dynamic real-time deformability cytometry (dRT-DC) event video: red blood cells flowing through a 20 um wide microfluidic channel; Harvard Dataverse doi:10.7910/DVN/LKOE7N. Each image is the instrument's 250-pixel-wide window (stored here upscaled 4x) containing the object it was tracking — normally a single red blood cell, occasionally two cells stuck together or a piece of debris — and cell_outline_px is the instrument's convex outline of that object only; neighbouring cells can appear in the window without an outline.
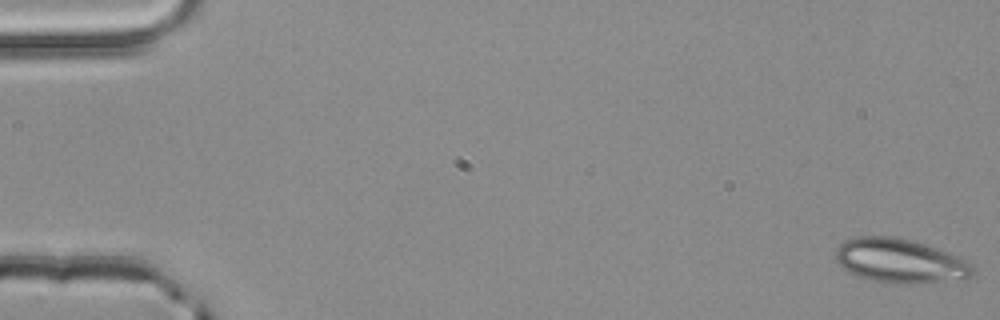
{"species": "common noctule bat (a hibernating species)", "species_latin": "Nyctalus noctula", "temperature_condition": "room temperature", "stored_images_in_passage": 53, "camera_frame_rate_fps": 3000, "um_per_image_px": 0.085, "animal": {"sex": "male", "body_mass_g": 20.4}, "frame": {"image": 1, "passage_image": 1, "time_ms": 0.0, "image_size_px": [1000, 320], "cell_outline_px": [[976, 272], [964, 280], [916, 284], [896, 284], [872, 280], [848, 272], [836, 260], [836, 248], [844, 240], [860, 236], [892, 236], [924, 244], [936, 248], [968, 260], [976, 268]], "centroid_in_image_um": [76.56, 22.2], "position_along_channel_um": 8.4, "area_um2": 35.6}}
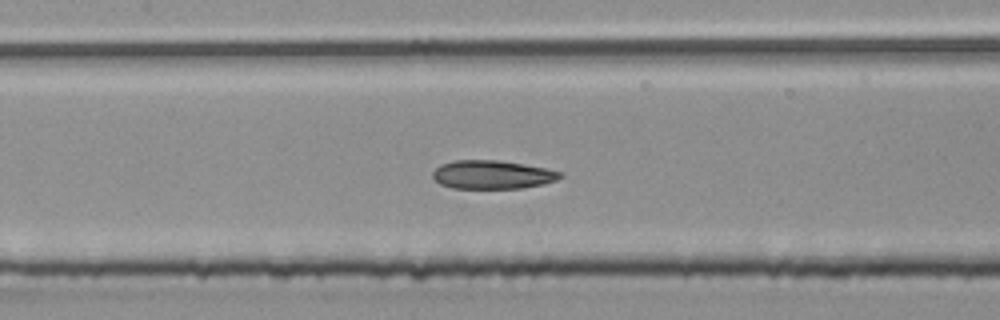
{"frame": {"image": 2, "passage_image": 25, "time_ms": 8.0, "image_size_px": [1000, 320], "cell_outline_px": [[564, 176], [556, 180], [544, 184], [520, 188], [452, 188], [440, 184], [432, 176], [432, 172], [440, 164], [452, 160], [500, 160], [548, 168], [564, 172]], "centroid_in_image_um": [41.88, 14.83], "position_along_channel_um": 165.5, "area_um2": 21.44}}
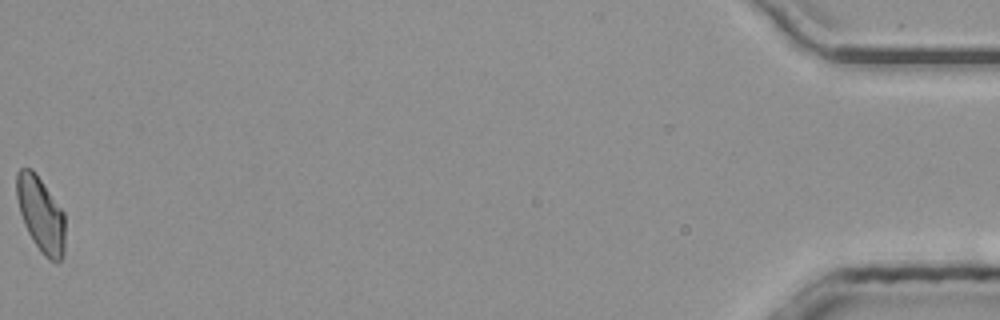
{"frame": {"image": 3, "passage_image": 53, "time_ms": 17.333, "image_size_px": [1000, 320], "cell_outline_px": [[64, 252], [60, 260], [56, 264], [48, 260], [40, 252], [32, 240], [24, 224], [20, 212], [16, 196], [16, 172], [20, 168], [32, 168], [64, 212]], "centroid_in_image_um": [3.46, 18.24], "position_along_channel_um": 431.7, "area_um2": 21.33}, "authors_computed_cell_mechanics": {"area_um2": 21.675, "velocity_mm_per_s": 3.9822, "shape_relaxation_time_tau1_ms": null, "shape_relaxation_time_tau2_ms": 2.0176, "deformation_change_tau1": null, "deformation_change_tau2": 0.0781}}